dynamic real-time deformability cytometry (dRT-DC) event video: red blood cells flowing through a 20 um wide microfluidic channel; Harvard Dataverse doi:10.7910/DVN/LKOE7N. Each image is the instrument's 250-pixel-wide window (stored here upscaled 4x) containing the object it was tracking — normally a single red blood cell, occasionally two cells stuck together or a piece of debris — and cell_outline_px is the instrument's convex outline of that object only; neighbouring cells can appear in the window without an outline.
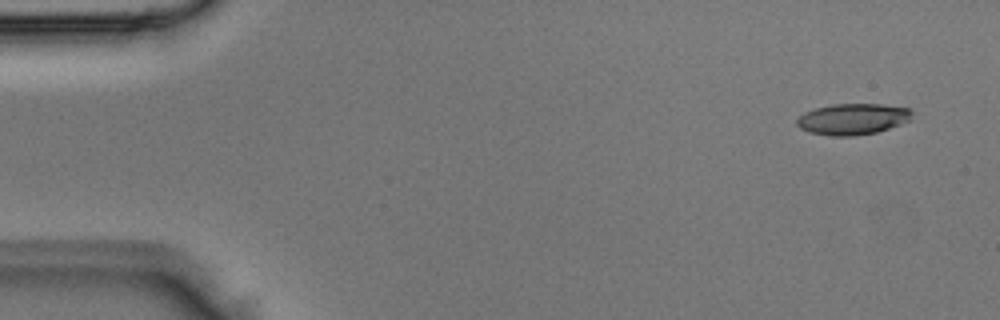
{"species": "Egyptian fruit bat (a non-hibernating species)", "species_latin": "Rousettus aegyptiacus", "temperature_condition": "room temperature", "stored_images_in_passage": 4, "camera_frame_rate_fps": 3000, "um_per_image_px": 0.085, "animal": {"sex": "male"}, "frame": {"image": 1, "passage_image": 4, "time_ms": 1.0, "image_size_px": [1000, 320], "cell_outline_px": [[912, 120], [876, 132], [852, 136], [832, 136], [808, 132], [800, 128], [796, 124], [796, 120], [804, 112], [816, 108], [832, 104], [880, 104], [908, 108], [912, 112]], "centroid_in_image_um": [72.47, 10.12], "position_along_channel_um": 12.5, "area_um2": 20.87}}